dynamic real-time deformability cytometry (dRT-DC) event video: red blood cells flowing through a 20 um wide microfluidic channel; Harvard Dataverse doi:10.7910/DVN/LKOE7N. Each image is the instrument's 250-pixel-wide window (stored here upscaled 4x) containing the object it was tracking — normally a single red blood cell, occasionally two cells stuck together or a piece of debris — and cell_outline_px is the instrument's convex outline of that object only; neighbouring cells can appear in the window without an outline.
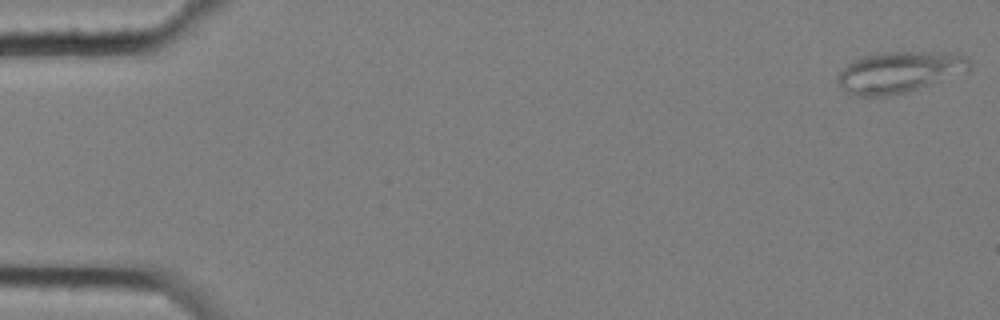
{"species": "common noctule bat (a hibernating species)", "species_latin": "Nyctalus noctula", "temperature_condition": "cold", "stored_images_in_passage": 6, "camera_frame_rate_fps": 3000, "um_per_image_px": 0.085, "animal": {"sex": "female", "body_mass_g": 25.1}, "frame": {"image": 1, "passage_image": 1, "time_ms": 0.0, "image_size_px": [1000, 320], "cell_outline_px": [[972, 64], [968, 72], [908, 92], [888, 96], [848, 96], [844, 92], [836, 80], [836, 76], [848, 64], [864, 56], [880, 52], [956, 52], [968, 56]], "centroid_in_image_um": [76.48, 6.14], "position_along_channel_um": 8.5, "area_um2": 32.31}}